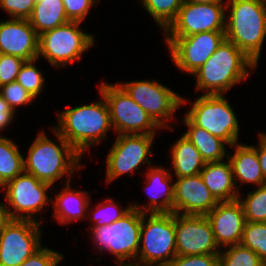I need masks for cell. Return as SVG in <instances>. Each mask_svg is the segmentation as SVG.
<instances>
[{"instance_id":"cell-38","label":"cell","mask_w":266,"mask_h":266,"mask_svg":"<svg viewBox=\"0 0 266 266\" xmlns=\"http://www.w3.org/2000/svg\"><path fill=\"white\" fill-rule=\"evenodd\" d=\"M166 266H219V255H177Z\"/></svg>"},{"instance_id":"cell-23","label":"cell","mask_w":266,"mask_h":266,"mask_svg":"<svg viewBox=\"0 0 266 266\" xmlns=\"http://www.w3.org/2000/svg\"><path fill=\"white\" fill-rule=\"evenodd\" d=\"M70 183H66L65 188L55 195L52 205L55 208L53 215L60 224H68L86 216L91 203L87 191L71 190Z\"/></svg>"},{"instance_id":"cell-10","label":"cell","mask_w":266,"mask_h":266,"mask_svg":"<svg viewBox=\"0 0 266 266\" xmlns=\"http://www.w3.org/2000/svg\"><path fill=\"white\" fill-rule=\"evenodd\" d=\"M126 93L160 126H168L167 120L174 117L176 109L187 100L159 83V81H132L119 84Z\"/></svg>"},{"instance_id":"cell-17","label":"cell","mask_w":266,"mask_h":266,"mask_svg":"<svg viewBox=\"0 0 266 266\" xmlns=\"http://www.w3.org/2000/svg\"><path fill=\"white\" fill-rule=\"evenodd\" d=\"M206 217L219 248L241 243L246 220L238 199L219 201Z\"/></svg>"},{"instance_id":"cell-40","label":"cell","mask_w":266,"mask_h":266,"mask_svg":"<svg viewBox=\"0 0 266 266\" xmlns=\"http://www.w3.org/2000/svg\"><path fill=\"white\" fill-rule=\"evenodd\" d=\"M14 115L15 113L12 111L10 106L6 103V101L0 94V131L10 125V122H12Z\"/></svg>"},{"instance_id":"cell-4","label":"cell","mask_w":266,"mask_h":266,"mask_svg":"<svg viewBox=\"0 0 266 266\" xmlns=\"http://www.w3.org/2000/svg\"><path fill=\"white\" fill-rule=\"evenodd\" d=\"M257 64L233 43L227 41L217 48L211 57L192 75L196 80V90H204L205 95L226 93L231 87L244 80L249 70ZM250 68V69H249Z\"/></svg>"},{"instance_id":"cell-6","label":"cell","mask_w":266,"mask_h":266,"mask_svg":"<svg viewBox=\"0 0 266 266\" xmlns=\"http://www.w3.org/2000/svg\"><path fill=\"white\" fill-rule=\"evenodd\" d=\"M142 212L130 208L120 219L99 228H92L96 248L100 253L105 249L111 252L118 266H135L139 251ZM130 260L125 263V260Z\"/></svg>"},{"instance_id":"cell-43","label":"cell","mask_w":266,"mask_h":266,"mask_svg":"<svg viewBox=\"0 0 266 266\" xmlns=\"http://www.w3.org/2000/svg\"><path fill=\"white\" fill-rule=\"evenodd\" d=\"M193 3H202V4H206V3H223V0H187Z\"/></svg>"},{"instance_id":"cell-14","label":"cell","mask_w":266,"mask_h":266,"mask_svg":"<svg viewBox=\"0 0 266 266\" xmlns=\"http://www.w3.org/2000/svg\"><path fill=\"white\" fill-rule=\"evenodd\" d=\"M11 219L0 233V266H19L41 246V224Z\"/></svg>"},{"instance_id":"cell-20","label":"cell","mask_w":266,"mask_h":266,"mask_svg":"<svg viewBox=\"0 0 266 266\" xmlns=\"http://www.w3.org/2000/svg\"><path fill=\"white\" fill-rule=\"evenodd\" d=\"M146 175V189L150 195L149 202L143 207L138 204H131V208L137 209L142 213H174V184L172 182V175L166 168L163 167H149ZM160 197H163L160 201Z\"/></svg>"},{"instance_id":"cell-41","label":"cell","mask_w":266,"mask_h":266,"mask_svg":"<svg viewBox=\"0 0 266 266\" xmlns=\"http://www.w3.org/2000/svg\"><path fill=\"white\" fill-rule=\"evenodd\" d=\"M253 147L256 149L261 171L266 180V133H259V145Z\"/></svg>"},{"instance_id":"cell-21","label":"cell","mask_w":266,"mask_h":266,"mask_svg":"<svg viewBox=\"0 0 266 266\" xmlns=\"http://www.w3.org/2000/svg\"><path fill=\"white\" fill-rule=\"evenodd\" d=\"M203 182L218 201H232L239 198L231 163L224 161L206 162L200 173Z\"/></svg>"},{"instance_id":"cell-26","label":"cell","mask_w":266,"mask_h":266,"mask_svg":"<svg viewBox=\"0 0 266 266\" xmlns=\"http://www.w3.org/2000/svg\"><path fill=\"white\" fill-rule=\"evenodd\" d=\"M28 20L38 35L70 21L62 0H36Z\"/></svg>"},{"instance_id":"cell-33","label":"cell","mask_w":266,"mask_h":266,"mask_svg":"<svg viewBox=\"0 0 266 266\" xmlns=\"http://www.w3.org/2000/svg\"><path fill=\"white\" fill-rule=\"evenodd\" d=\"M130 208L131 204L128 205L127 208H124V210L120 209L112 198L106 199L104 202L97 204L95 212L91 211L94 225L90 227L99 228L104 225H110L124 216Z\"/></svg>"},{"instance_id":"cell-30","label":"cell","mask_w":266,"mask_h":266,"mask_svg":"<svg viewBox=\"0 0 266 266\" xmlns=\"http://www.w3.org/2000/svg\"><path fill=\"white\" fill-rule=\"evenodd\" d=\"M242 204L246 222H266V184L249 192L245 199L238 198Z\"/></svg>"},{"instance_id":"cell-12","label":"cell","mask_w":266,"mask_h":266,"mask_svg":"<svg viewBox=\"0 0 266 266\" xmlns=\"http://www.w3.org/2000/svg\"><path fill=\"white\" fill-rule=\"evenodd\" d=\"M225 39V31H206L185 37H166L165 41L176 67L192 75Z\"/></svg>"},{"instance_id":"cell-11","label":"cell","mask_w":266,"mask_h":266,"mask_svg":"<svg viewBox=\"0 0 266 266\" xmlns=\"http://www.w3.org/2000/svg\"><path fill=\"white\" fill-rule=\"evenodd\" d=\"M50 187V184L42 182L26 172L6 183L2 188L6 189L4 197L10 205L7 206L6 203L10 219L36 221L33 215L43 210L45 204L53 202V198L48 197L46 193ZM10 207L13 208V211L9 210Z\"/></svg>"},{"instance_id":"cell-3","label":"cell","mask_w":266,"mask_h":266,"mask_svg":"<svg viewBox=\"0 0 266 266\" xmlns=\"http://www.w3.org/2000/svg\"><path fill=\"white\" fill-rule=\"evenodd\" d=\"M99 101L58 113L54 129L82 156L90 146L105 140L112 128L109 109L103 94Z\"/></svg>"},{"instance_id":"cell-39","label":"cell","mask_w":266,"mask_h":266,"mask_svg":"<svg viewBox=\"0 0 266 266\" xmlns=\"http://www.w3.org/2000/svg\"><path fill=\"white\" fill-rule=\"evenodd\" d=\"M65 13L70 21L82 22L89 9L100 0H62Z\"/></svg>"},{"instance_id":"cell-1","label":"cell","mask_w":266,"mask_h":266,"mask_svg":"<svg viewBox=\"0 0 266 266\" xmlns=\"http://www.w3.org/2000/svg\"><path fill=\"white\" fill-rule=\"evenodd\" d=\"M60 145L50 140L44 131L39 133L23 159L24 172L53 186L54 182L67 175L71 181L75 169H80L81 155L52 127Z\"/></svg>"},{"instance_id":"cell-5","label":"cell","mask_w":266,"mask_h":266,"mask_svg":"<svg viewBox=\"0 0 266 266\" xmlns=\"http://www.w3.org/2000/svg\"><path fill=\"white\" fill-rule=\"evenodd\" d=\"M146 216L147 213H142L141 246L135 266H166L177 256L174 213H149V218Z\"/></svg>"},{"instance_id":"cell-29","label":"cell","mask_w":266,"mask_h":266,"mask_svg":"<svg viewBox=\"0 0 266 266\" xmlns=\"http://www.w3.org/2000/svg\"><path fill=\"white\" fill-rule=\"evenodd\" d=\"M227 247L219 253V266H264L261 258L251 249L241 244Z\"/></svg>"},{"instance_id":"cell-7","label":"cell","mask_w":266,"mask_h":266,"mask_svg":"<svg viewBox=\"0 0 266 266\" xmlns=\"http://www.w3.org/2000/svg\"><path fill=\"white\" fill-rule=\"evenodd\" d=\"M81 22L68 23L39 35L38 58L45 57L55 68L81 60L82 53L94 45L92 34L81 31Z\"/></svg>"},{"instance_id":"cell-19","label":"cell","mask_w":266,"mask_h":266,"mask_svg":"<svg viewBox=\"0 0 266 266\" xmlns=\"http://www.w3.org/2000/svg\"><path fill=\"white\" fill-rule=\"evenodd\" d=\"M39 35L27 19L0 22V54L12 55L25 61L38 58Z\"/></svg>"},{"instance_id":"cell-24","label":"cell","mask_w":266,"mask_h":266,"mask_svg":"<svg viewBox=\"0 0 266 266\" xmlns=\"http://www.w3.org/2000/svg\"><path fill=\"white\" fill-rule=\"evenodd\" d=\"M183 119L188 128L183 135L198 149L205 162L222 161L228 156L225 148L227 143L224 140L196 126L187 116Z\"/></svg>"},{"instance_id":"cell-36","label":"cell","mask_w":266,"mask_h":266,"mask_svg":"<svg viewBox=\"0 0 266 266\" xmlns=\"http://www.w3.org/2000/svg\"><path fill=\"white\" fill-rule=\"evenodd\" d=\"M36 0H0V7L10 15V19H29Z\"/></svg>"},{"instance_id":"cell-27","label":"cell","mask_w":266,"mask_h":266,"mask_svg":"<svg viewBox=\"0 0 266 266\" xmlns=\"http://www.w3.org/2000/svg\"><path fill=\"white\" fill-rule=\"evenodd\" d=\"M24 157L16 144L6 137H0V187L24 172Z\"/></svg>"},{"instance_id":"cell-18","label":"cell","mask_w":266,"mask_h":266,"mask_svg":"<svg viewBox=\"0 0 266 266\" xmlns=\"http://www.w3.org/2000/svg\"><path fill=\"white\" fill-rule=\"evenodd\" d=\"M173 184L174 213L206 216L219 202L200 174L177 178Z\"/></svg>"},{"instance_id":"cell-16","label":"cell","mask_w":266,"mask_h":266,"mask_svg":"<svg viewBox=\"0 0 266 266\" xmlns=\"http://www.w3.org/2000/svg\"><path fill=\"white\" fill-rule=\"evenodd\" d=\"M177 255H219L211 224L205 215L174 213Z\"/></svg>"},{"instance_id":"cell-28","label":"cell","mask_w":266,"mask_h":266,"mask_svg":"<svg viewBox=\"0 0 266 266\" xmlns=\"http://www.w3.org/2000/svg\"><path fill=\"white\" fill-rule=\"evenodd\" d=\"M140 2L164 31L176 18L184 0H140Z\"/></svg>"},{"instance_id":"cell-42","label":"cell","mask_w":266,"mask_h":266,"mask_svg":"<svg viewBox=\"0 0 266 266\" xmlns=\"http://www.w3.org/2000/svg\"><path fill=\"white\" fill-rule=\"evenodd\" d=\"M6 204L0 203V233L3 231L4 226L10 221Z\"/></svg>"},{"instance_id":"cell-35","label":"cell","mask_w":266,"mask_h":266,"mask_svg":"<svg viewBox=\"0 0 266 266\" xmlns=\"http://www.w3.org/2000/svg\"><path fill=\"white\" fill-rule=\"evenodd\" d=\"M25 62L20 57L0 54V87L16 81L22 64Z\"/></svg>"},{"instance_id":"cell-31","label":"cell","mask_w":266,"mask_h":266,"mask_svg":"<svg viewBox=\"0 0 266 266\" xmlns=\"http://www.w3.org/2000/svg\"><path fill=\"white\" fill-rule=\"evenodd\" d=\"M254 251L261 260L266 262V222H246L240 243Z\"/></svg>"},{"instance_id":"cell-8","label":"cell","mask_w":266,"mask_h":266,"mask_svg":"<svg viewBox=\"0 0 266 266\" xmlns=\"http://www.w3.org/2000/svg\"><path fill=\"white\" fill-rule=\"evenodd\" d=\"M98 89L107 103L111 125L116 135H155L156 128H161L119 83H102Z\"/></svg>"},{"instance_id":"cell-13","label":"cell","mask_w":266,"mask_h":266,"mask_svg":"<svg viewBox=\"0 0 266 266\" xmlns=\"http://www.w3.org/2000/svg\"><path fill=\"white\" fill-rule=\"evenodd\" d=\"M225 3H193L184 0L176 18L164 30L166 37H185L206 31H225Z\"/></svg>"},{"instance_id":"cell-25","label":"cell","mask_w":266,"mask_h":266,"mask_svg":"<svg viewBox=\"0 0 266 266\" xmlns=\"http://www.w3.org/2000/svg\"><path fill=\"white\" fill-rule=\"evenodd\" d=\"M170 152L176 178L200 174L206 164L198 149L184 135L172 146Z\"/></svg>"},{"instance_id":"cell-34","label":"cell","mask_w":266,"mask_h":266,"mask_svg":"<svg viewBox=\"0 0 266 266\" xmlns=\"http://www.w3.org/2000/svg\"><path fill=\"white\" fill-rule=\"evenodd\" d=\"M0 94L14 113L18 106L31 104L32 100L35 99L17 81L2 85Z\"/></svg>"},{"instance_id":"cell-22","label":"cell","mask_w":266,"mask_h":266,"mask_svg":"<svg viewBox=\"0 0 266 266\" xmlns=\"http://www.w3.org/2000/svg\"><path fill=\"white\" fill-rule=\"evenodd\" d=\"M233 147L235 149V153L230 158L228 154L227 159H229L232 170H233V177L235 181V185L237 189V183H251L256 184L257 186H262L266 184V180L261 171V166L258 161V156L256 149L251 145L245 144H234ZM238 179L237 180H235Z\"/></svg>"},{"instance_id":"cell-2","label":"cell","mask_w":266,"mask_h":266,"mask_svg":"<svg viewBox=\"0 0 266 266\" xmlns=\"http://www.w3.org/2000/svg\"><path fill=\"white\" fill-rule=\"evenodd\" d=\"M225 37L258 64L266 37V0H228Z\"/></svg>"},{"instance_id":"cell-32","label":"cell","mask_w":266,"mask_h":266,"mask_svg":"<svg viewBox=\"0 0 266 266\" xmlns=\"http://www.w3.org/2000/svg\"><path fill=\"white\" fill-rule=\"evenodd\" d=\"M38 58L25 61L17 75L16 81L28 91L34 98L41 93L44 86L45 78L42 76V72L34 66Z\"/></svg>"},{"instance_id":"cell-9","label":"cell","mask_w":266,"mask_h":266,"mask_svg":"<svg viewBox=\"0 0 266 266\" xmlns=\"http://www.w3.org/2000/svg\"><path fill=\"white\" fill-rule=\"evenodd\" d=\"M229 101L223 96L201 95L185 115L198 127L233 146L238 142L239 123Z\"/></svg>"},{"instance_id":"cell-15","label":"cell","mask_w":266,"mask_h":266,"mask_svg":"<svg viewBox=\"0 0 266 266\" xmlns=\"http://www.w3.org/2000/svg\"><path fill=\"white\" fill-rule=\"evenodd\" d=\"M155 135L147 134H120L117 135L112 148L106 156L107 171L106 183L116 178L136 171L140 165L147 162L151 166L148 156L153 154L151 146Z\"/></svg>"},{"instance_id":"cell-37","label":"cell","mask_w":266,"mask_h":266,"mask_svg":"<svg viewBox=\"0 0 266 266\" xmlns=\"http://www.w3.org/2000/svg\"><path fill=\"white\" fill-rule=\"evenodd\" d=\"M63 257L64 255L41 246L19 266H57Z\"/></svg>"}]
</instances>
